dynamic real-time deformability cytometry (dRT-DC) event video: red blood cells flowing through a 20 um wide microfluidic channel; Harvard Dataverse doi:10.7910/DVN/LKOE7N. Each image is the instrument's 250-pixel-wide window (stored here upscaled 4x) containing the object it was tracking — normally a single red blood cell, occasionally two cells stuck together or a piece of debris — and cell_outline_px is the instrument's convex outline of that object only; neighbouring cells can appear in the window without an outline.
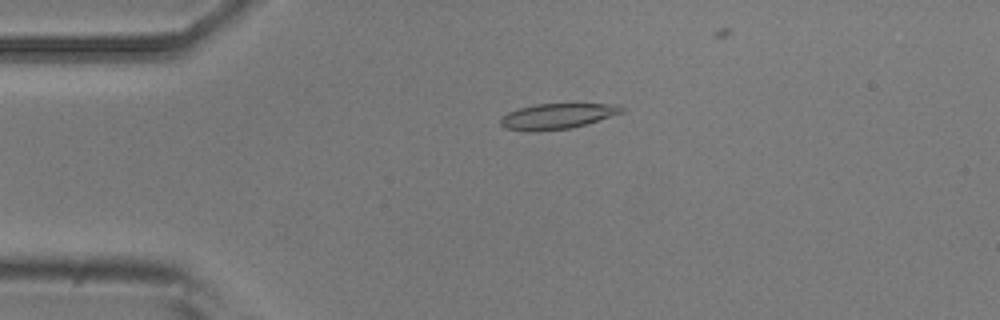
{"species": "common noctule bat (a hibernating species)", "species_latin": "Nyctalus noctula", "temperature_condition": "room temperature", "stored_images_in_passage": 49, "camera_frame_rate_fps": 3000, "um_per_image_px": 0.085, "animal": {"sex": "male", "body_mass_g": 20.5, "forearm_length_mm": 52.5}, "frame": {"image": 1, "passage_image": 12, "time_ms": 3.667, "image_size_px": [1000, 320], "cell_outline_px": [[624, 112], [572, 128], [532, 132], [528, 132], [504, 128], [500, 124], [500, 120], [508, 112], [520, 108], [536, 104], [620, 104], [624, 108]], "centroid_in_image_um": [47.35, 9.88], "position_along_channel_um": 37.6, "area_um2": 17.98}}
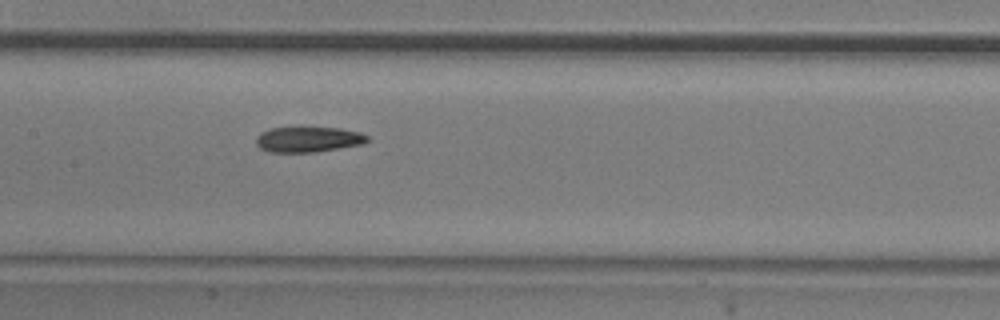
{"frame": {"image": 2, "passage_image": 26, "time_ms": 8.333, "image_size_px": [1000, 320], "cell_outline_px": [[372, 140], [364, 144], [316, 152], [268, 152], [260, 148], [256, 144], [256, 136], [260, 132], [272, 128], [340, 128], [360, 132], [368, 136]], "centroid_in_image_um": [26.23, 11.86], "position_along_channel_um": 181.2, "area_um2": 16.59}}
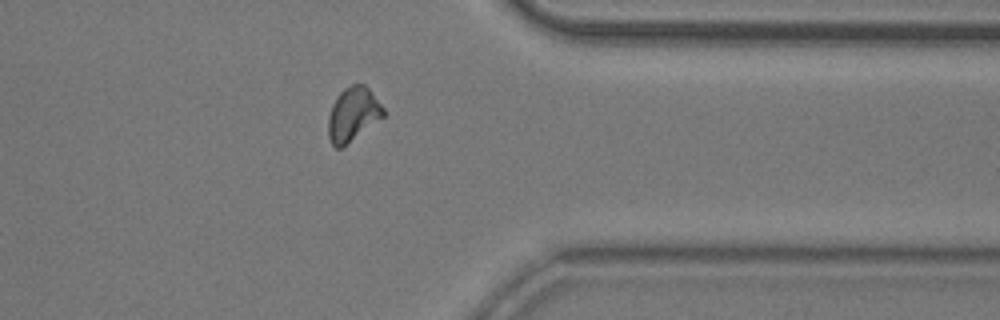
{"frame": {"image": 3, "passage_image": 43, "time_ms": 14.0, "image_size_px": [1000, 320], "cell_outline_px": [[384, 116], [340, 148], [336, 148], [332, 144], [328, 136], [328, 116], [332, 104], [336, 96], [344, 88], [352, 84], [364, 84], [368, 88], [384, 108]], "centroid_in_image_um": [29.97, 9.69], "position_along_channel_um": 381.4, "area_um2": 17.05}}